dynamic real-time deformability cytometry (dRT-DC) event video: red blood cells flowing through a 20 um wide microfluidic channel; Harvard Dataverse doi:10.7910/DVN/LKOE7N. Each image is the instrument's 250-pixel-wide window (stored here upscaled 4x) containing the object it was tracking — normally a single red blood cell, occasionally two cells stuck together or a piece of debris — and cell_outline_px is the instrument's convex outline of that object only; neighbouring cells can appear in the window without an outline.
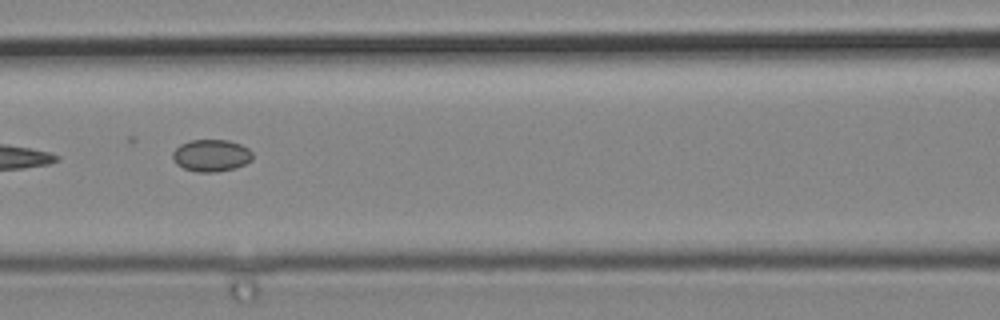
{"species": "common noctule bat (a hibernating species)", "species_latin": "Nyctalus noctula", "temperature_condition": "cold", "stored_images_in_passage": 5, "camera_frame_rate_fps": 3000, "um_per_image_px": 0.085, "animal": {"sex": "male", "body_mass_g": 19.2, "forearm_length_mm": 51.8}, "frame": {"image": 1, "passage_image": 4, "time_ms": 1.0, "image_size_px": [1000, 320], "cell_outline_px": [[252, 160], [236, 168], [216, 172], [196, 172], [184, 168], [176, 164], [172, 160], [172, 152], [180, 144], [192, 140], [228, 140], [240, 144], [248, 148], [252, 152]], "centroid_in_image_um": [17.94, 13.22], "position_along_channel_um": 148.7, "area_um2": 15.03}}
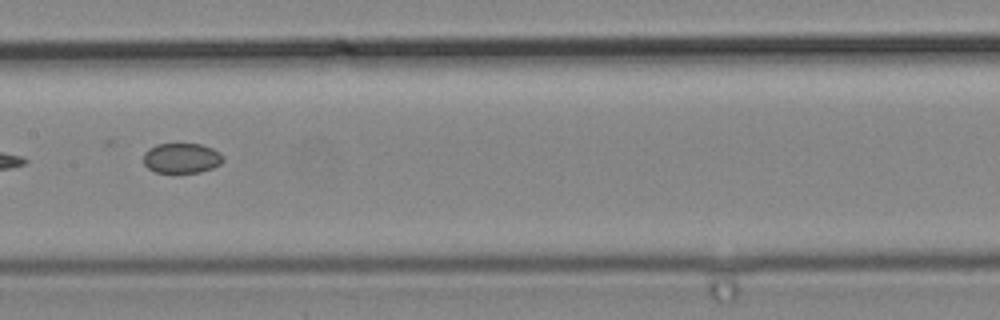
{"frame": {"image": 2, "passage_image": 5, "time_ms": 1.333, "image_size_px": [1000, 320], "cell_outline_px": [[224, 160], [220, 164], [212, 168], [200, 172], [156, 172], [148, 168], [144, 164], [144, 152], [148, 148], [156, 144], [200, 144], [212, 148], [220, 152], [224, 156]], "centroid_in_image_um": [15.45, 13.43], "position_along_channel_um": 192.0, "area_um2": 13.99}}